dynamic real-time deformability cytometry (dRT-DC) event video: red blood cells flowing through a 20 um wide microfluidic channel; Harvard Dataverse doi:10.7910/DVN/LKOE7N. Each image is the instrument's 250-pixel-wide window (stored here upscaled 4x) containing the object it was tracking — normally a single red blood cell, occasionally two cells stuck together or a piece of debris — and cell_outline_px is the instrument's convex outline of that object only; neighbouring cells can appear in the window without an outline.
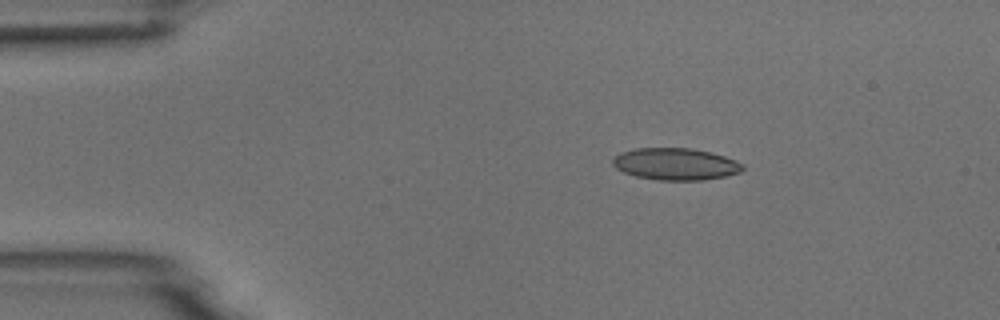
{"species": "common noctule bat (a hibernating species)", "species_latin": "Nyctalus noctula", "temperature_condition": "room temperature", "stored_images_in_passage": 5, "camera_frame_rate_fps": 3000, "um_per_image_px": 0.085, "animal": {"sex": "male", "body_mass_g": 18.8}, "frame": {"image": 1, "passage_image": 2, "time_ms": 2.0, "image_size_px": [1000, 320], "cell_outline_px": [[744, 168], [740, 172], [724, 176], [704, 180], [656, 180], [636, 176], [624, 172], [616, 168], [612, 164], [612, 160], [620, 152], [636, 148], [692, 148], [712, 152], [736, 160], [744, 164]], "centroid_in_image_um": [57.43, 13.94], "position_along_channel_um": 27.6, "area_um2": 24.28}}
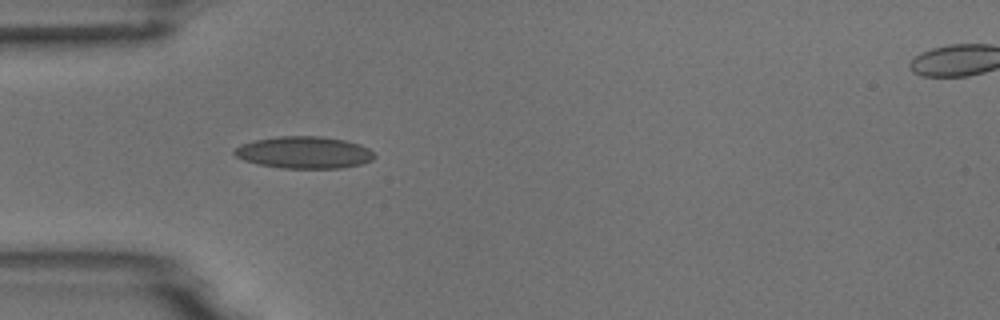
{"frame": {"image": 2, "passage_image": 4, "time_ms": 4.333, "image_size_px": [1000, 320], "cell_outline_px": [[376, 156], [372, 160], [360, 164], [344, 168], [284, 168], [260, 164], [244, 160], [236, 156], [232, 152], [240, 144], [252, 140], [280, 136], [320, 136], [344, 140], [360, 144], [376, 152]], "centroid_in_image_um": [25.87, 12.95], "position_along_channel_um": 59.1, "area_um2": 26.18}}